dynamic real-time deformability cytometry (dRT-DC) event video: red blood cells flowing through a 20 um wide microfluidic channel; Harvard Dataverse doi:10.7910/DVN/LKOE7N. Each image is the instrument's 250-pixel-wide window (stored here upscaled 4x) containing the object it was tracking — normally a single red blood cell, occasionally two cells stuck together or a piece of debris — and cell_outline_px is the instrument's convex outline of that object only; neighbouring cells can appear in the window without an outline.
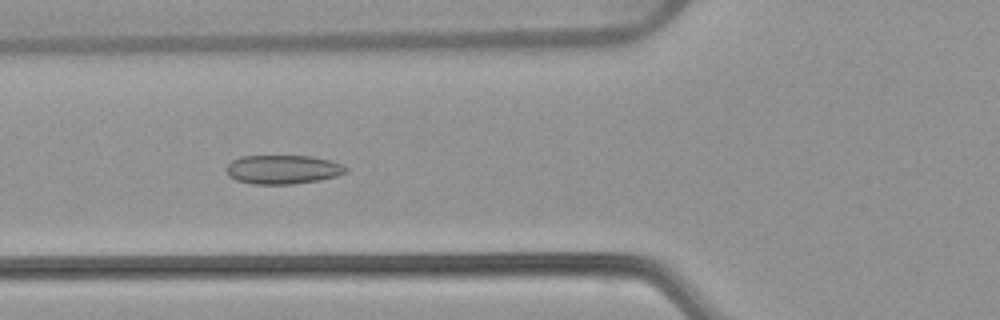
{"species": "common noctule bat (a hibernating species)", "species_latin": "Nyctalus noctula", "temperature_condition": "warm", "stored_images_in_passage": 53, "camera_frame_rate_fps": 3000, "um_per_image_px": 0.085, "animal": {"sex": "female", "body_mass_g": 22.7, "forearm_length_mm": 54.2}, "frame": {"image": 1, "passage_image": 20, "time_ms": 6.333, "image_size_px": [1000, 320], "cell_outline_px": [[348, 172], [336, 176], [320, 180], [292, 184], [252, 184], [236, 180], [228, 176], [224, 168], [232, 160], [240, 156], [312, 156], [332, 160], [344, 164], [348, 168]], "centroid_in_image_um": [24.05, 14.4], "position_along_channel_um": 101.7, "area_um2": 20.52}}
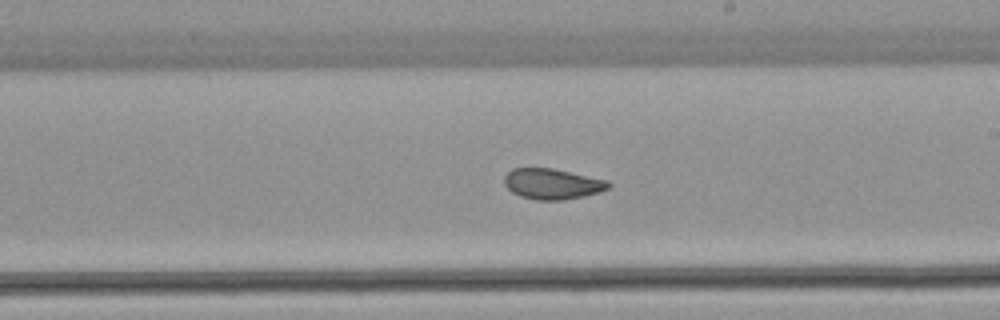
{"frame": {"image": 2, "passage_image": 31, "time_ms": 10.0, "image_size_px": [1000, 320], "cell_outline_px": [[612, 184], [608, 188], [584, 196], [564, 200], [536, 200], [520, 196], [512, 192], [504, 184], [504, 176], [512, 168], [552, 168], [608, 180]], "centroid_in_image_um": [46.93, 15.63], "position_along_channel_um": 242.1, "area_um2": 18.55}}
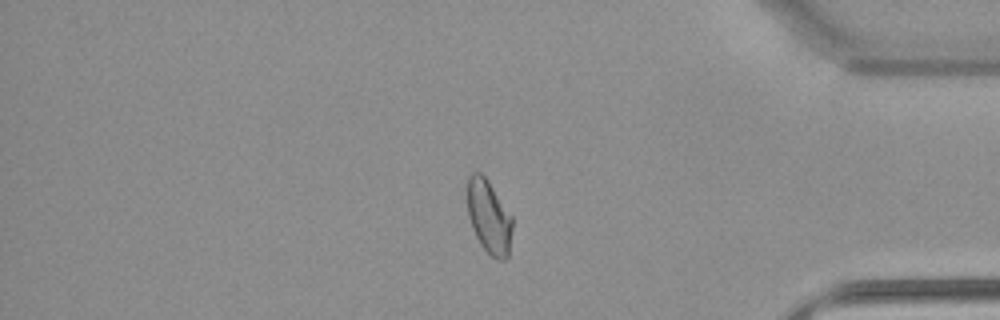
{"frame": {"image": 3, "passage_image": 45, "time_ms": 14.667, "image_size_px": [1000, 320], "cell_outline_px": [[512, 228], [508, 256], [504, 260], [496, 260], [480, 244], [472, 228], [468, 216], [468, 176], [472, 172], [480, 172], [488, 180], [512, 216]], "centroid_in_image_um": [41.56, 18.43], "position_along_channel_um": 393.6, "area_um2": 19.19}, "authors_computed_cell_mechanics": {"area_um2": 20.519, "velocity_mm_per_s": 3.8303, "shape_relaxation_time_tau1_ms": null, "shape_relaxation_time_tau2_ms": 1.2361, "deformation_change_tau1": null, "deformation_change_tau2": 0.0718}}